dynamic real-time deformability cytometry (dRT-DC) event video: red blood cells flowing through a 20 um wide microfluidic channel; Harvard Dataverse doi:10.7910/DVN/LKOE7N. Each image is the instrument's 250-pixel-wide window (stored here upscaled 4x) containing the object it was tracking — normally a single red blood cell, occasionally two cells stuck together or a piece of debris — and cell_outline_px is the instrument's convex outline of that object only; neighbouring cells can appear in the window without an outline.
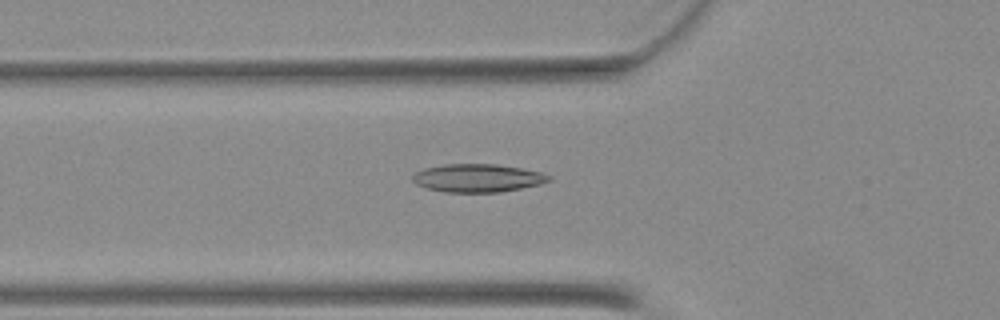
{"species": "Egyptian fruit bat (a non-hibernating species)", "species_latin": "Rousettus aegyptiacus", "temperature_condition": "warm", "stored_images_in_passage": 36, "camera_frame_rate_fps": 3000, "um_per_image_px": 0.085, "animal": {"sex": "female"}, "frame": {"image": 1, "passage_image": 4, "time_ms": 1.0, "image_size_px": [1000, 320], "cell_outline_px": [[552, 180], [540, 184], [500, 192], [444, 192], [428, 188], [416, 184], [412, 180], [412, 176], [416, 172], [424, 168], [444, 164], [496, 164], [544, 172], [552, 176]], "centroid_in_image_um": [40.62, 15.13], "position_along_channel_um": 85.2, "area_um2": 22.37}}
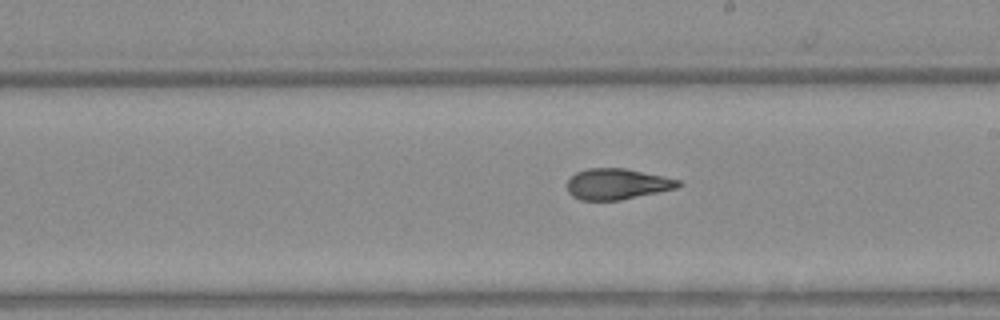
{"frame": {"image": 2, "passage_image": 15, "time_ms": 4.667, "image_size_px": [1000, 320], "cell_outline_px": [[684, 184], [676, 188], [620, 200], [580, 200], [572, 196], [568, 192], [568, 180], [576, 172], [588, 168], [624, 168], [664, 176], [680, 180]], "centroid_in_image_um": [52.46, 15.64], "position_along_channel_um": 236.5, "area_um2": 19.94}}
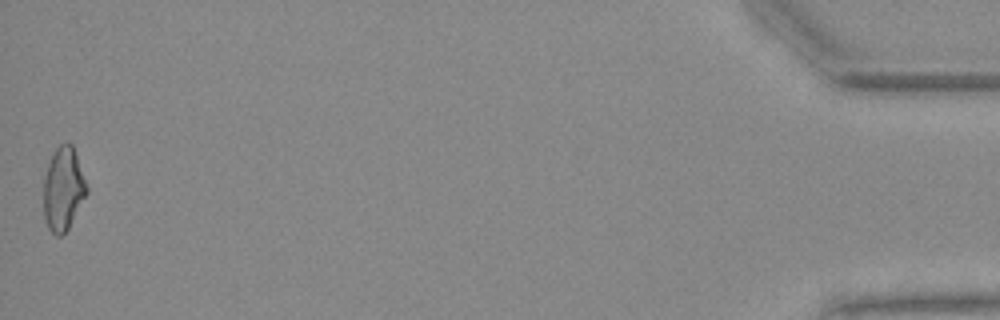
{"frame": {"image": 3, "passage_image": 36, "time_ms": 11.667, "image_size_px": [1000, 320], "cell_outline_px": [[88, 192], [68, 228], [60, 236], [56, 236], [48, 228], [44, 220], [44, 180], [48, 164], [56, 148], [60, 144], [72, 144], [88, 188]], "centroid_in_image_um": [5.37, 16.09], "position_along_channel_um": 429.8, "area_um2": 20.58}}